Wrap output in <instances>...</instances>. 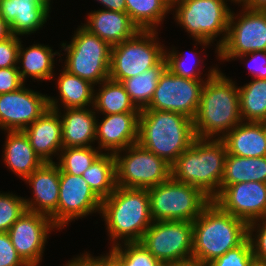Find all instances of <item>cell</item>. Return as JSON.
I'll use <instances>...</instances> for the list:
<instances>
[{
  "instance_id": "c3c4849f",
  "label": "cell",
  "mask_w": 266,
  "mask_h": 266,
  "mask_svg": "<svg viewBox=\"0 0 266 266\" xmlns=\"http://www.w3.org/2000/svg\"><path fill=\"white\" fill-rule=\"evenodd\" d=\"M103 266H118V265L106 253V255L103 254Z\"/></svg>"
},
{
  "instance_id": "d590c367",
  "label": "cell",
  "mask_w": 266,
  "mask_h": 266,
  "mask_svg": "<svg viewBox=\"0 0 266 266\" xmlns=\"http://www.w3.org/2000/svg\"><path fill=\"white\" fill-rule=\"evenodd\" d=\"M178 51L179 50H175L174 47H172L170 51L168 50V48L165 47L164 57L166 60V68L172 74L179 76V77L188 78L192 80H203L205 77L204 76L201 77L203 73L202 71H200L202 70V67L204 69V66L201 65L202 63H204L203 58L200 55L193 57V58H196V60L194 59L193 64H191L192 66L188 67L186 66L187 62H185V59H186L185 55L187 54H183V52L179 53Z\"/></svg>"
},
{
  "instance_id": "d6a6232c",
  "label": "cell",
  "mask_w": 266,
  "mask_h": 266,
  "mask_svg": "<svg viewBox=\"0 0 266 266\" xmlns=\"http://www.w3.org/2000/svg\"><path fill=\"white\" fill-rule=\"evenodd\" d=\"M242 121L262 122L266 119V79H252L238 86Z\"/></svg>"
},
{
  "instance_id": "f35d334b",
  "label": "cell",
  "mask_w": 266,
  "mask_h": 266,
  "mask_svg": "<svg viewBox=\"0 0 266 266\" xmlns=\"http://www.w3.org/2000/svg\"><path fill=\"white\" fill-rule=\"evenodd\" d=\"M248 239L254 259L266 263V218L248 223Z\"/></svg>"
},
{
  "instance_id": "277c9868",
  "label": "cell",
  "mask_w": 266,
  "mask_h": 266,
  "mask_svg": "<svg viewBox=\"0 0 266 266\" xmlns=\"http://www.w3.org/2000/svg\"><path fill=\"white\" fill-rule=\"evenodd\" d=\"M196 138L193 119L172 111L140 110L138 143L170 165Z\"/></svg>"
},
{
  "instance_id": "db71d44e",
  "label": "cell",
  "mask_w": 266,
  "mask_h": 266,
  "mask_svg": "<svg viewBox=\"0 0 266 266\" xmlns=\"http://www.w3.org/2000/svg\"><path fill=\"white\" fill-rule=\"evenodd\" d=\"M44 2H46L48 5L51 6V0H43Z\"/></svg>"
},
{
  "instance_id": "7c38bea8",
  "label": "cell",
  "mask_w": 266,
  "mask_h": 266,
  "mask_svg": "<svg viewBox=\"0 0 266 266\" xmlns=\"http://www.w3.org/2000/svg\"><path fill=\"white\" fill-rule=\"evenodd\" d=\"M241 8L238 14L231 11L225 42L218 49L221 62L255 51H266V10Z\"/></svg>"
},
{
  "instance_id": "5b68a950",
  "label": "cell",
  "mask_w": 266,
  "mask_h": 266,
  "mask_svg": "<svg viewBox=\"0 0 266 266\" xmlns=\"http://www.w3.org/2000/svg\"><path fill=\"white\" fill-rule=\"evenodd\" d=\"M226 156L221 139L196 138L171 165V176L200 188L213 200L220 193Z\"/></svg>"
},
{
  "instance_id": "4dcf8cb0",
  "label": "cell",
  "mask_w": 266,
  "mask_h": 266,
  "mask_svg": "<svg viewBox=\"0 0 266 266\" xmlns=\"http://www.w3.org/2000/svg\"><path fill=\"white\" fill-rule=\"evenodd\" d=\"M125 1L126 13L139 30H158L157 27L171 12V6L165 0Z\"/></svg>"
},
{
  "instance_id": "60d3db41",
  "label": "cell",
  "mask_w": 266,
  "mask_h": 266,
  "mask_svg": "<svg viewBox=\"0 0 266 266\" xmlns=\"http://www.w3.org/2000/svg\"><path fill=\"white\" fill-rule=\"evenodd\" d=\"M0 266H28L17 253L7 232H0Z\"/></svg>"
},
{
  "instance_id": "4316f807",
  "label": "cell",
  "mask_w": 266,
  "mask_h": 266,
  "mask_svg": "<svg viewBox=\"0 0 266 266\" xmlns=\"http://www.w3.org/2000/svg\"><path fill=\"white\" fill-rule=\"evenodd\" d=\"M60 72L56 85L59 98L48 96L49 108L58 110L60 105V107L63 106L62 108L64 109L92 107L95 85L69 73L64 68Z\"/></svg>"
},
{
  "instance_id": "83f0119b",
  "label": "cell",
  "mask_w": 266,
  "mask_h": 266,
  "mask_svg": "<svg viewBox=\"0 0 266 266\" xmlns=\"http://www.w3.org/2000/svg\"><path fill=\"white\" fill-rule=\"evenodd\" d=\"M249 181L266 183V156L254 158L227 153L220 192L228 185Z\"/></svg>"
},
{
  "instance_id": "74e56055",
  "label": "cell",
  "mask_w": 266,
  "mask_h": 266,
  "mask_svg": "<svg viewBox=\"0 0 266 266\" xmlns=\"http://www.w3.org/2000/svg\"><path fill=\"white\" fill-rule=\"evenodd\" d=\"M253 260L252 246L247 238L241 245L227 251L210 264L212 266H250Z\"/></svg>"
},
{
  "instance_id": "e575fe53",
  "label": "cell",
  "mask_w": 266,
  "mask_h": 266,
  "mask_svg": "<svg viewBox=\"0 0 266 266\" xmlns=\"http://www.w3.org/2000/svg\"><path fill=\"white\" fill-rule=\"evenodd\" d=\"M102 154L95 146L90 147H68L60 151L57 162L62 172L81 176L93 162Z\"/></svg>"
},
{
  "instance_id": "484cf974",
  "label": "cell",
  "mask_w": 266,
  "mask_h": 266,
  "mask_svg": "<svg viewBox=\"0 0 266 266\" xmlns=\"http://www.w3.org/2000/svg\"><path fill=\"white\" fill-rule=\"evenodd\" d=\"M20 38V47L18 53L17 68L20 72L21 78L24 82L27 77H31L37 81L55 80L54 77V64L55 55L62 57L64 54H60L59 51H53L49 45L33 44L29 47H24ZM21 63V64H20Z\"/></svg>"
},
{
  "instance_id": "603a6c76",
  "label": "cell",
  "mask_w": 266,
  "mask_h": 266,
  "mask_svg": "<svg viewBox=\"0 0 266 266\" xmlns=\"http://www.w3.org/2000/svg\"><path fill=\"white\" fill-rule=\"evenodd\" d=\"M58 112L62 121V146L90 147L95 144L97 116L94 108H67Z\"/></svg>"
},
{
  "instance_id": "cb8c5ba5",
  "label": "cell",
  "mask_w": 266,
  "mask_h": 266,
  "mask_svg": "<svg viewBox=\"0 0 266 266\" xmlns=\"http://www.w3.org/2000/svg\"><path fill=\"white\" fill-rule=\"evenodd\" d=\"M3 161L16 176L24 180L44 162L34 152L29 139L23 131H5Z\"/></svg>"
},
{
  "instance_id": "6da1fadb",
  "label": "cell",
  "mask_w": 266,
  "mask_h": 266,
  "mask_svg": "<svg viewBox=\"0 0 266 266\" xmlns=\"http://www.w3.org/2000/svg\"><path fill=\"white\" fill-rule=\"evenodd\" d=\"M236 84L220 69L205 81L198 111L193 119L197 138L222 139L242 122Z\"/></svg>"
},
{
  "instance_id": "5bb4252c",
  "label": "cell",
  "mask_w": 266,
  "mask_h": 266,
  "mask_svg": "<svg viewBox=\"0 0 266 266\" xmlns=\"http://www.w3.org/2000/svg\"><path fill=\"white\" fill-rule=\"evenodd\" d=\"M101 204L102 200L82 176L60 170L59 198L56 209V226L59 231L79 218L82 219L96 212L100 215Z\"/></svg>"
},
{
  "instance_id": "f5cc1de1",
  "label": "cell",
  "mask_w": 266,
  "mask_h": 266,
  "mask_svg": "<svg viewBox=\"0 0 266 266\" xmlns=\"http://www.w3.org/2000/svg\"><path fill=\"white\" fill-rule=\"evenodd\" d=\"M261 123H262V125H263V127H264V129L266 131V119L264 121H262Z\"/></svg>"
},
{
  "instance_id": "8fae6325",
  "label": "cell",
  "mask_w": 266,
  "mask_h": 266,
  "mask_svg": "<svg viewBox=\"0 0 266 266\" xmlns=\"http://www.w3.org/2000/svg\"><path fill=\"white\" fill-rule=\"evenodd\" d=\"M139 242L163 265L182 266L192 260V222L153 221Z\"/></svg>"
},
{
  "instance_id": "7402d4cb",
  "label": "cell",
  "mask_w": 266,
  "mask_h": 266,
  "mask_svg": "<svg viewBox=\"0 0 266 266\" xmlns=\"http://www.w3.org/2000/svg\"><path fill=\"white\" fill-rule=\"evenodd\" d=\"M86 19L82 26L111 46L132 38L139 31L126 12L92 10Z\"/></svg>"
},
{
  "instance_id": "1f68e13d",
  "label": "cell",
  "mask_w": 266,
  "mask_h": 266,
  "mask_svg": "<svg viewBox=\"0 0 266 266\" xmlns=\"http://www.w3.org/2000/svg\"><path fill=\"white\" fill-rule=\"evenodd\" d=\"M81 176L101 200L107 198L117 187L114 154L102 153Z\"/></svg>"
},
{
  "instance_id": "2e32d148",
  "label": "cell",
  "mask_w": 266,
  "mask_h": 266,
  "mask_svg": "<svg viewBox=\"0 0 266 266\" xmlns=\"http://www.w3.org/2000/svg\"><path fill=\"white\" fill-rule=\"evenodd\" d=\"M48 108V95L25 85L14 92L0 94V129L23 131Z\"/></svg>"
},
{
  "instance_id": "30bf717a",
  "label": "cell",
  "mask_w": 266,
  "mask_h": 266,
  "mask_svg": "<svg viewBox=\"0 0 266 266\" xmlns=\"http://www.w3.org/2000/svg\"><path fill=\"white\" fill-rule=\"evenodd\" d=\"M114 158L117 186L148 189L171 177V165L138 142L118 151Z\"/></svg>"
},
{
  "instance_id": "bcb514c9",
  "label": "cell",
  "mask_w": 266,
  "mask_h": 266,
  "mask_svg": "<svg viewBox=\"0 0 266 266\" xmlns=\"http://www.w3.org/2000/svg\"><path fill=\"white\" fill-rule=\"evenodd\" d=\"M249 9H261L266 10V0H244L240 5Z\"/></svg>"
},
{
  "instance_id": "ba28073f",
  "label": "cell",
  "mask_w": 266,
  "mask_h": 266,
  "mask_svg": "<svg viewBox=\"0 0 266 266\" xmlns=\"http://www.w3.org/2000/svg\"><path fill=\"white\" fill-rule=\"evenodd\" d=\"M153 221L193 222L212 201L200 188L175 180L148 188Z\"/></svg>"
},
{
  "instance_id": "8d00e7d4",
  "label": "cell",
  "mask_w": 266,
  "mask_h": 266,
  "mask_svg": "<svg viewBox=\"0 0 266 266\" xmlns=\"http://www.w3.org/2000/svg\"><path fill=\"white\" fill-rule=\"evenodd\" d=\"M0 191V232H7L27 211L24 197Z\"/></svg>"
},
{
  "instance_id": "9a60e30c",
  "label": "cell",
  "mask_w": 266,
  "mask_h": 266,
  "mask_svg": "<svg viewBox=\"0 0 266 266\" xmlns=\"http://www.w3.org/2000/svg\"><path fill=\"white\" fill-rule=\"evenodd\" d=\"M59 228L50 217L26 211L7 231L11 243L28 266H39L49 233Z\"/></svg>"
},
{
  "instance_id": "3957f363",
  "label": "cell",
  "mask_w": 266,
  "mask_h": 266,
  "mask_svg": "<svg viewBox=\"0 0 266 266\" xmlns=\"http://www.w3.org/2000/svg\"><path fill=\"white\" fill-rule=\"evenodd\" d=\"M192 260L211 263L248 238V224L211 201L192 222Z\"/></svg>"
},
{
  "instance_id": "b9f144b4",
  "label": "cell",
  "mask_w": 266,
  "mask_h": 266,
  "mask_svg": "<svg viewBox=\"0 0 266 266\" xmlns=\"http://www.w3.org/2000/svg\"><path fill=\"white\" fill-rule=\"evenodd\" d=\"M239 58L244 61L247 59L245 62L252 79H266V51H255L235 57L233 60Z\"/></svg>"
},
{
  "instance_id": "4fadbf2b",
  "label": "cell",
  "mask_w": 266,
  "mask_h": 266,
  "mask_svg": "<svg viewBox=\"0 0 266 266\" xmlns=\"http://www.w3.org/2000/svg\"><path fill=\"white\" fill-rule=\"evenodd\" d=\"M204 80H192L172 74L167 68L160 75L150 104L145 109L172 111L194 119L205 81L220 68L211 66Z\"/></svg>"
},
{
  "instance_id": "ab89813d",
  "label": "cell",
  "mask_w": 266,
  "mask_h": 266,
  "mask_svg": "<svg viewBox=\"0 0 266 266\" xmlns=\"http://www.w3.org/2000/svg\"><path fill=\"white\" fill-rule=\"evenodd\" d=\"M20 37L11 35L0 41V68L17 66Z\"/></svg>"
},
{
  "instance_id": "d6986e66",
  "label": "cell",
  "mask_w": 266,
  "mask_h": 266,
  "mask_svg": "<svg viewBox=\"0 0 266 266\" xmlns=\"http://www.w3.org/2000/svg\"><path fill=\"white\" fill-rule=\"evenodd\" d=\"M139 115L140 112L104 115L101 122L97 117L95 137V141L98 142L97 148L102 153L115 154L137 143Z\"/></svg>"
},
{
  "instance_id": "ac0fdd59",
  "label": "cell",
  "mask_w": 266,
  "mask_h": 266,
  "mask_svg": "<svg viewBox=\"0 0 266 266\" xmlns=\"http://www.w3.org/2000/svg\"><path fill=\"white\" fill-rule=\"evenodd\" d=\"M23 181L33 191V198L25 197L27 211L46 215L56 225L58 207L60 168L55 162H44Z\"/></svg>"
},
{
  "instance_id": "7a4b0ae2",
  "label": "cell",
  "mask_w": 266,
  "mask_h": 266,
  "mask_svg": "<svg viewBox=\"0 0 266 266\" xmlns=\"http://www.w3.org/2000/svg\"><path fill=\"white\" fill-rule=\"evenodd\" d=\"M100 216L105 221L111 247L139 242L153 223L148 189L117 186L102 200Z\"/></svg>"
},
{
  "instance_id": "e0dca14e",
  "label": "cell",
  "mask_w": 266,
  "mask_h": 266,
  "mask_svg": "<svg viewBox=\"0 0 266 266\" xmlns=\"http://www.w3.org/2000/svg\"><path fill=\"white\" fill-rule=\"evenodd\" d=\"M212 201L248 224L266 218V183L249 181L228 185Z\"/></svg>"
},
{
  "instance_id": "ee69618b",
  "label": "cell",
  "mask_w": 266,
  "mask_h": 266,
  "mask_svg": "<svg viewBox=\"0 0 266 266\" xmlns=\"http://www.w3.org/2000/svg\"><path fill=\"white\" fill-rule=\"evenodd\" d=\"M84 252L85 253H80V255L69 260L68 263L63 266H103V255L95 257L89 252Z\"/></svg>"
},
{
  "instance_id": "816d5d0a",
  "label": "cell",
  "mask_w": 266,
  "mask_h": 266,
  "mask_svg": "<svg viewBox=\"0 0 266 266\" xmlns=\"http://www.w3.org/2000/svg\"><path fill=\"white\" fill-rule=\"evenodd\" d=\"M244 0H231L230 2L231 3H235L236 5L238 4H241Z\"/></svg>"
},
{
  "instance_id": "7bdbcfd3",
  "label": "cell",
  "mask_w": 266,
  "mask_h": 266,
  "mask_svg": "<svg viewBox=\"0 0 266 266\" xmlns=\"http://www.w3.org/2000/svg\"><path fill=\"white\" fill-rule=\"evenodd\" d=\"M24 85L17 66L0 68V94L14 92Z\"/></svg>"
},
{
  "instance_id": "8992f818",
  "label": "cell",
  "mask_w": 266,
  "mask_h": 266,
  "mask_svg": "<svg viewBox=\"0 0 266 266\" xmlns=\"http://www.w3.org/2000/svg\"><path fill=\"white\" fill-rule=\"evenodd\" d=\"M229 1L173 0L171 11H173L174 21L190 34L189 36L195 40L197 45L203 46L202 52L205 47L212 46L211 44L217 41L216 38L221 36L215 44L218 58V49L225 42L232 11L227 5Z\"/></svg>"
},
{
  "instance_id": "681fc988",
  "label": "cell",
  "mask_w": 266,
  "mask_h": 266,
  "mask_svg": "<svg viewBox=\"0 0 266 266\" xmlns=\"http://www.w3.org/2000/svg\"><path fill=\"white\" fill-rule=\"evenodd\" d=\"M182 266H212V265L210 263H201L191 260L184 263Z\"/></svg>"
},
{
  "instance_id": "f907efd6",
  "label": "cell",
  "mask_w": 266,
  "mask_h": 266,
  "mask_svg": "<svg viewBox=\"0 0 266 266\" xmlns=\"http://www.w3.org/2000/svg\"><path fill=\"white\" fill-rule=\"evenodd\" d=\"M250 266H266V263L260 262L254 259L252 263L250 264Z\"/></svg>"
},
{
  "instance_id": "d4e9b609",
  "label": "cell",
  "mask_w": 266,
  "mask_h": 266,
  "mask_svg": "<svg viewBox=\"0 0 266 266\" xmlns=\"http://www.w3.org/2000/svg\"><path fill=\"white\" fill-rule=\"evenodd\" d=\"M221 140L228 154L254 158L266 156V131L261 122L242 121Z\"/></svg>"
},
{
  "instance_id": "11a10c76",
  "label": "cell",
  "mask_w": 266,
  "mask_h": 266,
  "mask_svg": "<svg viewBox=\"0 0 266 266\" xmlns=\"http://www.w3.org/2000/svg\"><path fill=\"white\" fill-rule=\"evenodd\" d=\"M170 6L172 5L173 0H165Z\"/></svg>"
},
{
  "instance_id": "f6af8a7d",
  "label": "cell",
  "mask_w": 266,
  "mask_h": 266,
  "mask_svg": "<svg viewBox=\"0 0 266 266\" xmlns=\"http://www.w3.org/2000/svg\"><path fill=\"white\" fill-rule=\"evenodd\" d=\"M103 5V9L116 12H126L125 0H96Z\"/></svg>"
},
{
  "instance_id": "f546056e",
  "label": "cell",
  "mask_w": 266,
  "mask_h": 266,
  "mask_svg": "<svg viewBox=\"0 0 266 266\" xmlns=\"http://www.w3.org/2000/svg\"><path fill=\"white\" fill-rule=\"evenodd\" d=\"M166 69V60L163 57L154 67L141 74L121 81L130 100L139 110L147 108L157 87L160 75Z\"/></svg>"
},
{
  "instance_id": "9c48e42d",
  "label": "cell",
  "mask_w": 266,
  "mask_h": 266,
  "mask_svg": "<svg viewBox=\"0 0 266 266\" xmlns=\"http://www.w3.org/2000/svg\"><path fill=\"white\" fill-rule=\"evenodd\" d=\"M157 30H139L132 38L112 46L109 79L121 82L154 67L164 57Z\"/></svg>"
},
{
  "instance_id": "f1b7e54d",
  "label": "cell",
  "mask_w": 266,
  "mask_h": 266,
  "mask_svg": "<svg viewBox=\"0 0 266 266\" xmlns=\"http://www.w3.org/2000/svg\"><path fill=\"white\" fill-rule=\"evenodd\" d=\"M94 90L93 108L96 114L111 115L119 113L140 112L130 100L121 82L111 79L102 81Z\"/></svg>"
},
{
  "instance_id": "ffe728a7",
  "label": "cell",
  "mask_w": 266,
  "mask_h": 266,
  "mask_svg": "<svg viewBox=\"0 0 266 266\" xmlns=\"http://www.w3.org/2000/svg\"><path fill=\"white\" fill-rule=\"evenodd\" d=\"M50 10L51 6L43 0H0V16L15 36L31 35L43 29Z\"/></svg>"
},
{
  "instance_id": "52a82bcc",
  "label": "cell",
  "mask_w": 266,
  "mask_h": 266,
  "mask_svg": "<svg viewBox=\"0 0 266 266\" xmlns=\"http://www.w3.org/2000/svg\"><path fill=\"white\" fill-rule=\"evenodd\" d=\"M78 27L70 43L60 44L66 56L62 68L97 86L109 79L112 46L82 25Z\"/></svg>"
},
{
  "instance_id": "44dd1931",
  "label": "cell",
  "mask_w": 266,
  "mask_h": 266,
  "mask_svg": "<svg viewBox=\"0 0 266 266\" xmlns=\"http://www.w3.org/2000/svg\"><path fill=\"white\" fill-rule=\"evenodd\" d=\"M34 152L43 162H55L62 146V121L57 110L48 108L38 119L23 130Z\"/></svg>"
},
{
  "instance_id": "7dc6e473",
  "label": "cell",
  "mask_w": 266,
  "mask_h": 266,
  "mask_svg": "<svg viewBox=\"0 0 266 266\" xmlns=\"http://www.w3.org/2000/svg\"><path fill=\"white\" fill-rule=\"evenodd\" d=\"M11 36V31L9 25L0 16V41L7 39Z\"/></svg>"
},
{
  "instance_id": "836d02e7",
  "label": "cell",
  "mask_w": 266,
  "mask_h": 266,
  "mask_svg": "<svg viewBox=\"0 0 266 266\" xmlns=\"http://www.w3.org/2000/svg\"><path fill=\"white\" fill-rule=\"evenodd\" d=\"M109 249L107 254L118 266H165L140 242H125Z\"/></svg>"
}]
</instances>
